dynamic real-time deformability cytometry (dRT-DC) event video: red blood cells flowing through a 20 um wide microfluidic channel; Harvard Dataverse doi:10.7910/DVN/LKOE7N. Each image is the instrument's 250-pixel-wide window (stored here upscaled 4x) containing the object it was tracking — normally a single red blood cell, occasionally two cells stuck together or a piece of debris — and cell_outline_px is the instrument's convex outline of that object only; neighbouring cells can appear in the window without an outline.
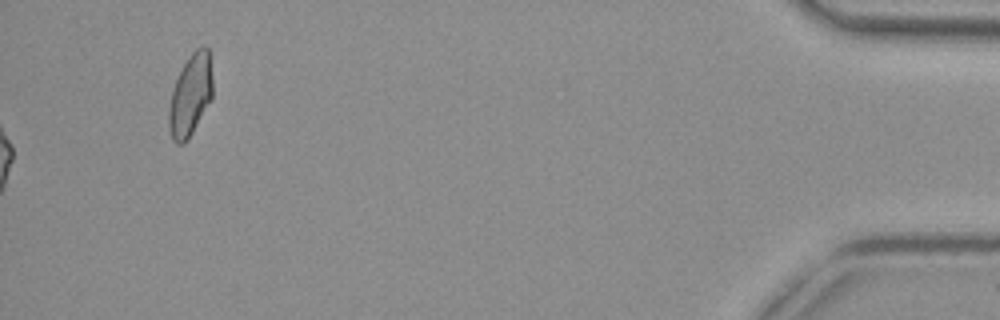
{"species": "common noctule bat (a hibernating species)", "species_latin": "Nyctalus noctula", "temperature_condition": "cold", "stored_images_in_passage": 43, "camera_frame_rate_fps": 3000, "um_per_image_px": 0.085, "animal": {"sex": "female", "body_mass_g": 29.2, "forearm_length_mm": 56.3}, "frame": {"image": 1, "passage_image": 43, "time_ms": 14.0, "image_size_px": [1000, 320], "cell_outline_px": [[212, 100], [188, 140], [184, 144], [176, 144], [172, 140], [168, 128], [168, 108], [172, 88], [188, 56], [196, 48], [204, 44], [208, 48], [212, 76]], "centroid_in_image_um": [16.18, 8.12], "position_along_channel_um": 419.0, "area_um2": 21.27}, "authors_computed_cell_mechanics": {"area_um2": 18.1492, "velocity_mm_per_s": 3.7187, "shape_relaxation_time_tau1_ms": null, "shape_relaxation_time_tau2_ms": 4.5074, "deformation_change_tau1": null, "deformation_change_tau2": 0.1411}}